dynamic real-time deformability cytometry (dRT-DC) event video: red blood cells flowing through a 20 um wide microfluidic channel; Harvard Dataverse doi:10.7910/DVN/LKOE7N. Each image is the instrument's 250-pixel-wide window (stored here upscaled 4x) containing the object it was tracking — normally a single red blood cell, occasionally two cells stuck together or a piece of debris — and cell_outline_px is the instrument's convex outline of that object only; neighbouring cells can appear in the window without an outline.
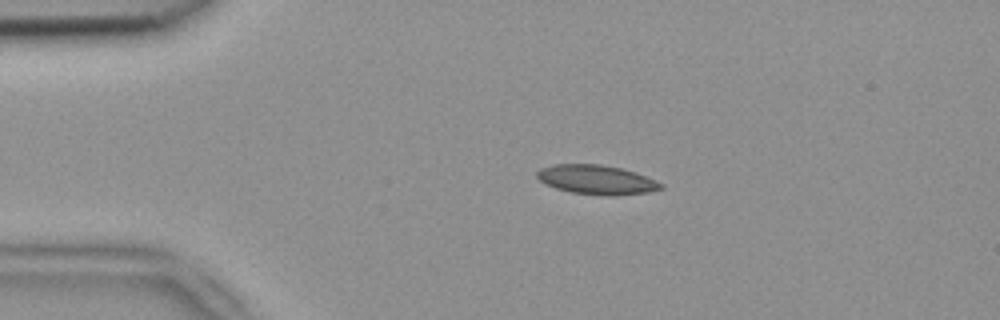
{"species": "common noctule bat (a hibernating species)", "species_latin": "Nyctalus noctula", "temperature_condition": "room temperature", "stored_images_in_passage": 4, "camera_frame_rate_fps": 3000, "um_per_image_px": 0.085, "animal": {"sex": "female", "body_mass_g": 18.4}, "frame": {"image": 1, "passage_image": 2, "time_ms": 0.333, "image_size_px": [1000, 320], "cell_outline_px": [[664, 188], [648, 192], [616, 196], [612, 196], [572, 192], [556, 188], [544, 184], [536, 176], [536, 172], [540, 168], [552, 164], [600, 164], [620, 168], [636, 172], [664, 184]], "centroid_in_image_um": [50.7, 15.27], "position_along_channel_um": 34.3, "area_um2": 21.21}}
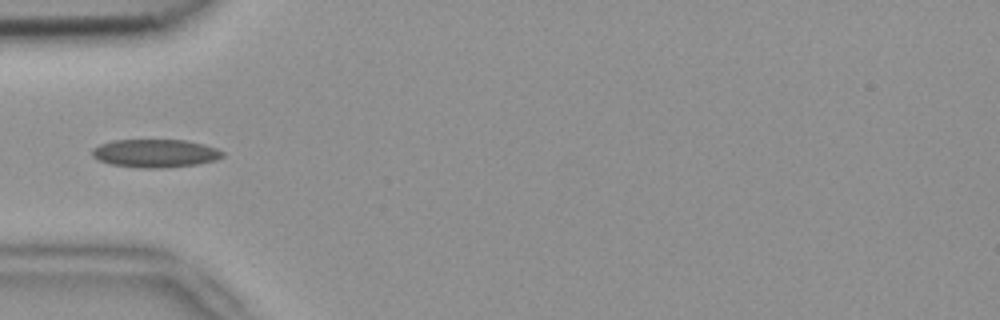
{"frame": {"image": 2, "passage_image": 3, "time_ms": 0.667, "image_size_px": [1000, 320], "cell_outline_px": [[224, 156], [216, 160], [196, 164], [160, 168], [140, 168], [112, 164], [100, 160], [92, 156], [92, 148], [100, 144], [112, 140], [184, 140], [204, 144], [216, 148], [224, 152]], "centroid_in_image_um": [13.2, 13.02], "position_along_channel_um": 71.8, "area_um2": 21.33}}